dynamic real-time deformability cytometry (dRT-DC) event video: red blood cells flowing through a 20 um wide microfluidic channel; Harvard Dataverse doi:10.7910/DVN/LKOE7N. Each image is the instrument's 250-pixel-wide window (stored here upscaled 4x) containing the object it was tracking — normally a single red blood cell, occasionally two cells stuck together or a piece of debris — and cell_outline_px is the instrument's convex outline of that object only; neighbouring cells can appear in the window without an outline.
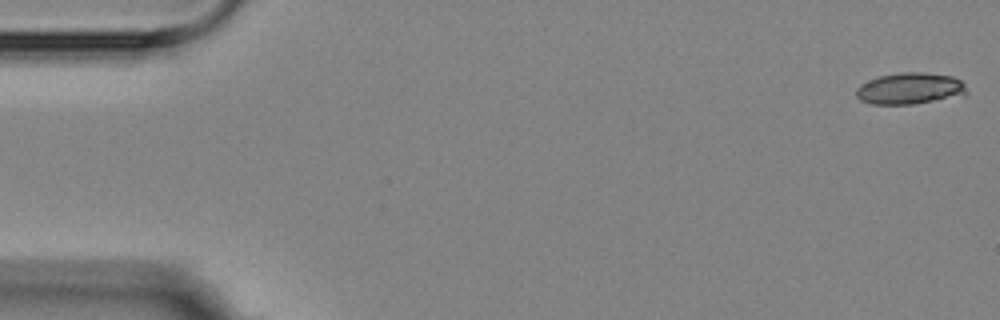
{"species": "Egyptian fruit bat (a non-hibernating species)", "species_latin": "Rousettus aegyptiacus", "temperature_condition": "room temperature", "stored_images_in_passage": 5, "camera_frame_rate_fps": 3000, "um_per_image_px": 0.085, "animal": {"sex": "female"}, "frame": {"image": 1, "passage_image": 1, "time_ms": 0.0, "image_size_px": [1000, 320], "cell_outline_px": [[968, 92], [964, 96], [912, 104], [872, 104], [860, 100], [856, 96], [856, 88], [860, 84], [868, 80], [880, 76], [900, 72], [924, 72], [952, 76], [960, 80], [964, 84]], "centroid_in_image_um": [77.35, 7.52], "position_along_channel_um": 7.6, "area_um2": 20.46}}